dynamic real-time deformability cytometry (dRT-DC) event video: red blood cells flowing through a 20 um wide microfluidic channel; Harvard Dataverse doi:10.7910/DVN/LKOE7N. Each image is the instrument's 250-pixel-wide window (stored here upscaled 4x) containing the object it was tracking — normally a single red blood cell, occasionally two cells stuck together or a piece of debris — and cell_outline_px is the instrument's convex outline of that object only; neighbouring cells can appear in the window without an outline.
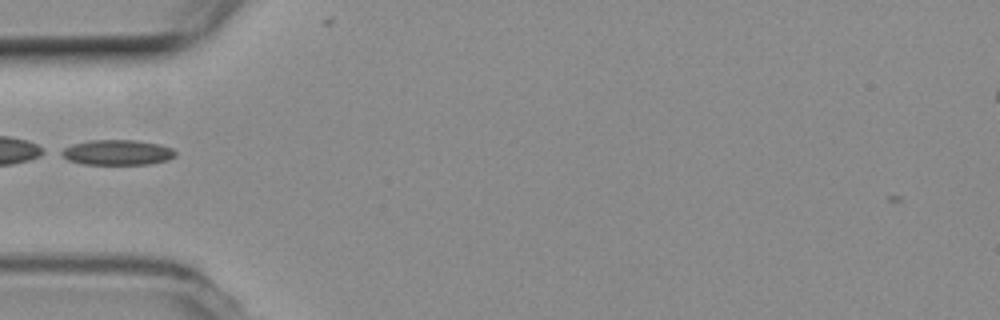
{"species": "common noctule bat (a hibernating species)", "species_latin": "Nyctalus noctula", "temperature_condition": "room temperature", "stored_images_in_passage": 38, "camera_frame_rate_fps": 3000, "um_per_image_px": 0.085, "animal": {"sex": "female", "body_mass_g": 19.3, "forearm_length_mm": 54.1}, "frame": {"image": 1, "passage_image": 1, "time_ms": 0.0, "image_size_px": [1000, 320], "cell_outline_px": [[176, 156], [168, 160], [148, 164], [80, 164], [68, 160], [56, 152], [72, 144], [88, 140], [136, 140], [160, 144], [172, 148], [176, 152]], "centroid_in_image_um": [9.94, 12.95], "position_along_channel_um": 75.1, "area_um2": 16.99}}